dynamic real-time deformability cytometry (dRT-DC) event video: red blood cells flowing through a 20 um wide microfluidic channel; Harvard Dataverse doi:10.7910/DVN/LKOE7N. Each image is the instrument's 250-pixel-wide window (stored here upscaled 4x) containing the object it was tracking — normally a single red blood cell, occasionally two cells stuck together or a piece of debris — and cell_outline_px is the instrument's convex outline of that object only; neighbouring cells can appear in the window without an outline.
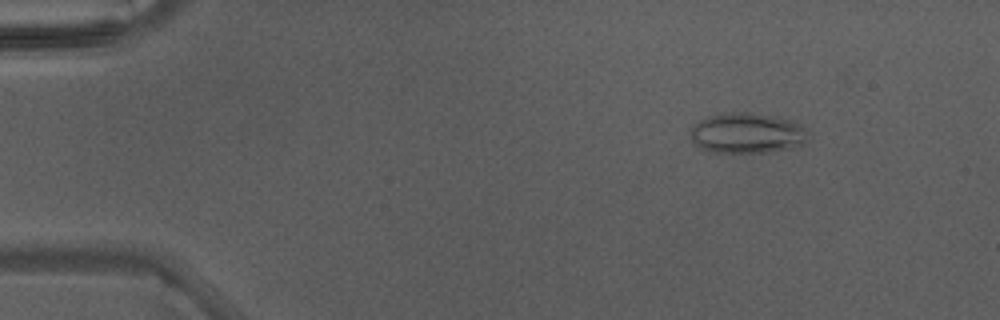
{"species": "Egyptian fruit bat (a non-hibernating species)", "species_latin": "Rousettus aegyptiacus", "temperature_condition": "warm", "stored_images_in_passage": 3, "camera_frame_rate_fps": 3000, "um_per_image_px": 0.085, "animal": {"sex": "male"}, "frame": {"image": 1, "passage_image": 1, "time_ms": 0.0, "image_size_px": [1000, 320], "cell_outline_px": [[808, 140], [804, 144], [796, 148], [768, 152], [708, 152], [700, 148], [692, 140], [692, 124], [708, 116], [740, 112], [744, 112], [772, 116], [792, 120], [808, 128]], "centroid_in_image_um": [63.57, 11.33], "position_along_channel_um": 21.4, "area_um2": 27.86}}